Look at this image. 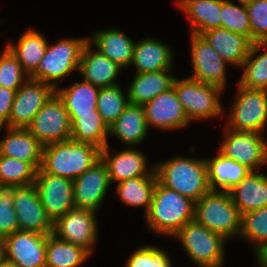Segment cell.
<instances>
[{
    "label": "cell",
    "mask_w": 267,
    "mask_h": 267,
    "mask_svg": "<svg viewBox=\"0 0 267 267\" xmlns=\"http://www.w3.org/2000/svg\"><path fill=\"white\" fill-rule=\"evenodd\" d=\"M157 181L194 202L210 191L206 159L175 156L154 166Z\"/></svg>",
    "instance_id": "1"
},
{
    "label": "cell",
    "mask_w": 267,
    "mask_h": 267,
    "mask_svg": "<svg viewBox=\"0 0 267 267\" xmlns=\"http://www.w3.org/2000/svg\"><path fill=\"white\" fill-rule=\"evenodd\" d=\"M100 159V148L70 139L43 146L40 169L44 173L74 180Z\"/></svg>",
    "instance_id": "2"
},
{
    "label": "cell",
    "mask_w": 267,
    "mask_h": 267,
    "mask_svg": "<svg viewBox=\"0 0 267 267\" xmlns=\"http://www.w3.org/2000/svg\"><path fill=\"white\" fill-rule=\"evenodd\" d=\"M195 202L158 181L149 211L147 226L157 234L174 236L186 223L194 220Z\"/></svg>",
    "instance_id": "3"
},
{
    "label": "cell",
    "mask_w": 267,
    "mask_h": 267,
    "mask_svg": "<svg viewBox=\"0 0 267 267\" xmlns=\"http://www.w3.org/2000/svg\"><path fill=\"white\" fill-rule=\"evenodd\" d=\"M194 220L224 239L238 236L241 214L229 191H209L195 202Z\"/></svg>",
    "instance_id": "4"
},
{
    "label": "cell",
    "mask_w": 267,
    "mask_h": 267,
    "mask_svg": "<svg viewBox=\"0 0 267 267\" xmlns=\"http://www.w3.org/2000/svg\"><path fill=\"white\" fill-rule=\"evenodd\" d=\"M87 43L88 38H66L59 40L53 46L48 44L44 58L29 76L30 79L42 81L56 90L59 87L57 80L79 69L81 54Z\"/></svg>",
    "instance_id": "5"
},
{
    "label": "cell",
    "mask_w": 267,
    "mask_h": 267,
    "mask_svg": "<svg viewBox=\"0 0 267 267\" xmlns=\"http://www.w3.org/2000/svg\"><path fill=\"white\" fill-rule=\"evenodd\" d=\"M173 237L180 239L190 259L199 267H222L226 239L195 220L186 223Z\"/></svg>",
    "instance_id": "6"
},
{
    "label": "cell",
    "mask_w": 267,
    "mask_h": 267,
    "mask_svg": "<svg viewBox=\"0 0 267 267\" xmlns=\"http://www.w3.org/2000/svg\"><path fill=\"white\" fill-rule=\"evenodd\" d=\"M172 87L189 121L222 114L224 107L220 103L219 95L223 89L220 87L204 84L190 77L182 80L175 77Z\"/></svg>",
    "instance_id": "7"
},
{
    "label": "cell",
    "mask_w": 267,
    "mask_h": 267,
    "mask_svg": "<svg viewBox=\"0 0 267 267\" xmlns=\"http://www.w3.org/2000/svg\"><path fill=\"white\" fill-rule=\"evenodd\" d=\"M237 95L227 129L262 133L267 126V91L238 86Z\"/></svg>",
    "instance_id": "8"
},
{
    "label": "cell",
    "mask_w": 267,
    "mask_h": 267,
    "mask_svg": "<svg viewBox=\"0 0 267 267\" xmlns=\"http://www.w3.org/2000/svg\"><path fill=\"white\" fill-rule=\"evenodd\" d=\"M43 146L71 139V122L63 101L55 93L26 128Z\"/></svg>",
    "instance_id": "9"
},
{
    "label": "cell",
    "mask_w": 267,
    "mask_h": 267,
    "mask_svg": "<svg viewBox=\"0 0 267 267\" xmlns=\"http://www.w3.org/2000/svg\"><path fill=\"white\" fill-rule=\"evenodd\" d=\"M225 132L226 137L219 150L222 155L239 162L250 171H256L267 163V141L262 137V133L230 129Z\"/></svg>",
    "instance_id": "10"
},
{
    "label": "cell",
    "mask_w": 267,
    "mask_h": 267,
    "mask_svg": "<svg viewBox=\"0 0 267 267\" xmlns=\"http://www.w3.org/2000/svg\"><path fill=\"white\" fill-rule=\"evenodd\" d=\"M41 204L47 216L54 223L69 210L75 208L73 201V180L44 173L40 168L34 182Z\"/></svg>",
    "instance_id": "11"
},
{
    "label": "cell",
    "mask_w": 267,
    "mask_h": 267,
    "mask_svg": "<svg viewBox=\"0 0 267 267\" xmlns=\"http://www.w3.org/2000/svg\"><path fill=\"white\" fill-rule=\"evenodd\" d=\"M95 214L90 209L73 208L53 223L52 234L91 254L98 233Z\"/></svg>",
    "instance_id": "12"
},
{
    "label": "cell",
    "mask_w": 267,
    "mask_h": 267,
    "mask_svg": "<svg viewBox=\"0 0 267 267\" xmlns=\"http://www.w3.org/2000/svg\"><path fill=\"white\" fill-rule=\"evenodd\" d=\"M56 93L42 81L28 79L15 93L12 111L5 128H27L36 113Z\"/></svg>",
    "instance_id": "13"
},
{
    "label": "cell",
    "mask_w": 267,
    "mask_h": 267,
    "mask_svg": "<svg viewBox=\"0 0 267 267\" xmlns=\"http://www.w3.org/2000/svg\"><path fill=\"white\" fill-rule=\"evenodd\" d=\"M47 236L18 230L2 240L4 258L19 267H46Z\"/></svg>",
    "instance_id": "14"
},
{
    "label": "cell",
    "mask_w": 267,
    "mask_h": 267,
    "mask_svg": "<svg viewBox=\"0 0 267 267\" xmlns=\"http://www.w3.org/2000/svg\"><path fill=\"white\" fill-rule=\"evenodd\" d=\"M19 229L43 235L53 233V222L47 216L35 184L20 186L13 200Z\"/></svg>",
    "instance_id": "15"
},
{
    "label": "cell",
    "mask_w": 267,
    "mask_h": 267,
    "mask_svg": "<svg viewBox=\"0 0 267 267\" xmlns=\"http://www.w3.org/2000/svg\"><path fill=\"white\" fill-rule=\"evenodd\" d=\"M191 44L193 75L190 78L224 90L227 63L201 35L191 34Z\"/></svg>",
    "instance_id": "16"
},
{
    "label": "cell",
    "mask_w": 267,
    "mask_h": 267,
    "mask_svg": "<svg viewBox=\"0 0 267 267\" xmlns=\"http://www.w3.org/2000/svg\"><path fill=\"white\" fill-rule=\"evenodd\" d=\"M110 184L107 166L100 159L73 180V201L75 208L90 209L97 212Z\"/></svg>",
    "instance_id": "17"
},
{
    "label": "cell",
    "mask_w": 267,
    "mask_h": 267,
    "mask_svg": "<svg viewBox=\"0 0 267 267\" xmlns=\"http://www.w3.org/2000/svg\"><path fill=\"white\" fill-rule=\"evenodd\" d=\"M142 106L148 127L173 130L184 128L190 122L173 87Z\"/></svg>",
    "instance_id": "18"
},
{
    "label": "cell",
    "mask_w": 267,
    "mask_h": 267,
    "mask_svg": "<svg viewBox=\"0 0 267 267\" xmlns=\"http://www.w3.org/2000/svg\"><path fill=\"white\" fill-rule=\"evenodd\" d=\"M109 151V145H106L101 150V159L107 166L111 184L135 177L156 176L154 168L148 171L146 156L138 149L126 148L113 156Z\"/></svg>",
    "instance_id": "19"
},
{
    "label": "cell",
    "mask_w": 267,
    "mask_h": 267,
    "mask_svg": "<svg viewBox=\"0 0 267 267\" xmlns=\"http://www.w3.org/2000/svg\"><path fill=\"white\" fill-rule=\"evenodd\" d=\"M91 47L88 42L81 54L78 71L83 80L98 88L117 85L114 80L122 69L98 50L92 52Z\"/></svg>",
    "instance_id": "20"
},
{
    "label": "cell",
    "mask_w": 267,
    "mask_h": 267,
    "mask_svg": "<svg viewBox=\"0 0 267 267\" xmlns=\"http://www.w3.org/2000/svg\"><path fill=\"white\" fill-rule=\"evenodd\" d=\"M43 145L25 128H7L0 140V155L29 162L36 170L41 167Z\"/></svg>",
    "instance_id": "21"
},
{
    "label": "cell",
    "mask_w": 267,
    "mask_h": 267,
    "mask_svg": "<svg viewBox=\"0 0 267 267\" xmlns=\"http://www.w3.org/2000/svg\"><path fill=\"white\" fill-rule=\"evenodd\" d=\"M200 35L227 64L237 67L243 65L252 45L245 36L235 34L222 27L211 29Z\"/></svg>",
    "instance_id": "22"
},
{
    "label": "cell",
    "mask_w": 267,
    "mask_h": 267,
    "mask_svg": "<svg viewBox=\"0 0 267 267\" xmlns=\"http://www.w3.org/2000/svg\"><path fill=\"white\" fill-rule=\"evenodd\" d=\"M172 48L154 38L135 42L131 64L136 73L157 72L172 69Z\"/></svg>",
    "instance_id": "23"
},
{
    "label": "cell",
    "mask_w": 267,
    "mask_h": 267,
    "mask_svg": "<svg viewBox=\"0 0 267 267\" xmlns=\"http://www.w3.org/2000/svg\"><path fill=\"white\" fill-rule=\"evenodd\" d=\"M234 205L241 215L267 206V176L249 172L229 190Z\"/></svg>",
    "instance_id": "24"
},
{
    "label": "cell",
    "mask_w": 267,
    "mask_h": 267,
    "mask_svg": "<svg viewBox=\"0 0 267 267\" xmlns=\"http://www.w3.org/2000/svg\"><path fill=\"white\" fill-rule=\"evenodd\" d=\"M100 88L89 82H75L68 88H57L56 94L63 101L71 124L79 115H94Z\"/></svg>",
    "instance_id": "25"
},
{
    "label": "cell",
    "mask_w": 267,
    "mask_h": 267,
    "mask_svg": "<svg viewBox=\"0 0 267 267\" xmlns=\"http://www.w3.org/2000/svg\"><path fill=\"white\" fill-rule=\"evenodd\" d=\"M88 42L121 69L131 65L135 42L119 30L111 28L95 32Z\"/></svg>",
    "instance_id": "26"
},
{
    "label": "cell",
    "mask_w": 267,
    "mask_h": 267,
    "mask_svg": "<svg viewBox=\"0 0 267 267\" xmlns=\"http://www.w3.org/2000/svg\"><path fill=\"white\" fill-rule=\"evenodd\" d=\"M172 70L136 73L126 93L129 103L143 105L173 86Z\"/></svg>",
    "instance_id": "27"
},
{
    "label": "cell",
    "mask_w": 267,
    "mask_h": 267,
    "mask_svg": "<svg viewBox=\"0 0 267 267\" xmlns=\"http://www.w3.org/2000/svg\"><path fill=\"white\" fill-rule=\"evenodd\" d=\"M148 132L142 105L129 103L119 118L109 126V135L118 137L121 142L138 145L144 141Z\"/></svg>",
    "instance_id": "28"
},
{
    "label": "cell",
    "mask_w": 267,
    "mask_h": 267,
    "mask_svg": "<svg viewBox=\"0 0 267 267\" xmlns=\"http://www.w3.org/2000/svg\"><path fill=\"white\" fill-rule=\"evenodd\" d=\"M177 4L189 16L191 34L221 27V0H180Z\"/></svg>",
    "instance_id": "29"
},
{
    "label": "cell",
    "mask_w": 267,
    "mask_h": 267,
    "mask_svg": "<svg viewBox=\"0 0 267 267\" xmlns=\"http://www.w3.org/2000/svg\"><path fill=\"white\" fill-rule=\"evenodd\" d=\"M206 163L211 191H216L217 187L221 189L220 191H229L251 172L239 162L225 157L219 151L216 157L206 159Z\"/></svg>",
    "instance_id": "30"
},
{
    "label": "cell",
    "mask_w": 267,
    "mask_h": 267,
    "mask_svg": "<svg viewBox=\"0 0 267 267\" xmlns=\"http://www.w3.org/2000/svg\"><path fill=\"white\" fill-rule=\"evenodd\" d=\"M48 42L45 37L34 29H29L19 38L17 45H6L18 59L23 70L30 76L44 58Z\"/></svg>",
    "instance_id": "31"
},
{
    "label": "cell",
    "mask_w": 267,
    "mask_h": 267,
    "mask_svg": "<svg viewBox=\"0 0 267 267\" xmlns=\"http://www.w3.org/2000/svg\"><path fill=\"white\" fill-rule=\"evenodd\" d=\"M156 183V176L130 178L117 183V195L128 206L144 207L146 214L150 209Z\"/></svg>",
    "instance_id": "32"
},
{
    "label": "cell",
    "mask_w": 267,
    "mask_h": 267,
    "mask_svg": "<svg viewBox=\"0 0 267 267\" xmlns=\"http://www.w3.org/2000/svg\"><path fill=\"white\" fill-rule=\"evenodd\" d=\"M91 254L81 246L47 236L46 267H79Z\"/></svg>",
    "instance_id": "33"
},
{
    "label": "cell",
    "mask_w": 267,
    "mask_h": 267,
    "mask_svg": "<svg viewBox=\"0 0 267 267\" xmlns=\"http://www.w3.org/2000/svg\"><path fill=\"white\" fill-rule=\"evenodd\" d=\"M261 49L266 51L260 54ZM257 53L259 55L254 57ZM241 67L245 71L239 81V86L267 91V42L253 43Z\"/></svg>",
    "instance_id": "34"
},
{
    "label": "cell",
    "mask_w": 267,
    "mask_h": 267,
    "mask_svg": "<svg viewBox=\"0 0 267 267\" xmlns=\"http://www.w3.org/2000/svg\"><path fill=\"white\" fill-rule=\"evenodd\" d=\"M109 127L98 111L94 115H79L71 124V139L95 145L101 150L108 145Z\"/></svg>",
    "instance_id": "35"
},
{
    "label": "cell",
    "mask_w": 267,
    "mask_h": 267,
    "mask_svg": "<svg viewBox=\"0 0 267 267\" xmlns=\"http://www.w3.org/2000/svg\"><path fill=\"white\" fill-rule=\"evenodd\" d=\"M128 104V96L124 95L123 90H121L118 84L100 88L97 99V111L108 127L119 118Z\"/></svg>",
    "instance_id": "36"
},
{
    "label": "cell",
    "mask_w": 267,
    "mask_h": 267,
    "mask_svg": "<svg viewBox=\"0 0 267 267\" xmlns=\"http://www.w3.org/2000/svg\"><path fill=\"white\" fill-rule=\"evenodd\" d=\"M37 170L29 163L0 155V183L27 186L35 182Z\"/></svg>",
    "instance_id": "37"
},
{
    "label": "cell",
    "mask_w": 267,
    "mask_h": 267,
    "mask_svg": "<svg viewBox=\"0 0 267 267\" xmlns=\"http://www.w3.org/2000/svg\"><path fill=\"white\" fill-rule=\"evenodd\" d=\"M241 6L230 0H221V27L235 34L245 36L251 42V26L244 2Z\"/></svg>",
    "instance_id": "38"
},
{
    "label": "cell",
    "mask_w": 267,
    "mask_h": 267,
    "mask_svg": "<svg viewBox=\"0 0 267 267\" xmlns=\"http://www.w3.org/2000/svg\"><path fill=\"white\" fill-rule=\"evenodd\" d=\"M20 186L0 183V240L20 230L13 200Z\"/></svg>",
    "instance_id": "39"
},
{
    "label": "cell",
    "mask_w": 267,
    "mask_h": 267,
    "mask_svg": "<svg viewBox=\"0 0 267 267\" xmlns=\"http://www.w3.org/2000/svg\"><path fill=\"white\" fill-rule=\"evenodd\" d=\"M239 237L253 242L255 249L267 243V206L241 215Z\"/></svg>",
    "instance_id": "40"
},
{
    "label": "cell",
    "mask_w": 267,
    "mask_h": 267,
    "mask_svg": "<svg viewBox=\"0 0 267 267\" xmlns=\"http://www.w3.org/2000/svg\"><path fill=\"white\" fill-rule=\"evenodd\" d=\"M29 78L18 59L5 46L0 54V86L17 91Z\"/></svg>",
    "instance_id": "41"
},
{
    "label": "cell",
    "mask_w": 267,
    "mask_h": 267,
    "mask_svg": "<svg viewBox=\"0 0 267 267\" xmlns=\"http://www.w3.org/2000/svg\"><path fill=\"white\" fill-rule=\"evenodd\" d=\"M251 26V43L267 42V0L245 2Z\"/></svg>",
    "instance_id": "42"
},
{
    "label": "cell",
    "mask_w": 267,
    "mask_h": 267,
    "mask_svg": "<svg viewBox=\"0 0 267 267\" xmlns=\"http://www.w3.org/2000/svg\"><path fill=\"white\" fill-rule=\"evenodd\" d=\"M126 267H172V264L165 251L154 246H145L130 255Z\"/></svg>",
    "instance_id": "43"
},
{
    "label": "cell",
    "mask_w": 267,
    "mask_h": 267,
    "mask_svg": "<svg viewBox=\"0 0 267 267\" xmlns=\"http://www.w3.org/2000/svg\"><path fill=\"white\" fill-rule=\"evenodd\" d=\"M15 90L0 86V126L4 127L10 118Z\"/></svg>",
    "instance_id": "44"
},
{
    "label": "cell",
    "mask_w": 267,
    "mask_h": 267,
    "mask_svg": "<svg viewBox=\"0 0 267 267\" xmlns=\"http://www.w3.org/2000/svg\"><path fill=\"white\" fill-rule=\"evenodd\" d=\"M254 251L259 267H267V243L257 247Z\"/></svg>",
    "instance_id": "45"
},
{
    "label": "cell",
    "mask_w": 267,
    "mask_h": 267,
    "mask_svg": "<svg viewBox=\"0 0 267 267\" xmlns=\"http://www.w3.org/2000/svg\"><path fill=\"white\" fill-rule=\"evenodd\" d=\"M0 267H19V266H17L14 262H11L4 258L0 264Z\"/></svg>",
    "instance_id": "46"
},
{
    "label": "cell",
    "mask_w": 267,
    "mask_h": 267,
    "mask_svg": "<svg viewBox=\"0 0 267 267\" xmlns=\"http://www.w3.org/2000/svg\"><path fill=\"white\" fill-rule=\"evenodd\" d=\"M3 259H4V248H3L2 241H0V264H1Z\"/></svg>",
    "instance_id": "47"
},
{
    "label": "cell",
    "mask_w": 267,
    "mask_h": 267,
    "mask_svg": "<svg viewBox=\"0 0 267 267\" xmlns=\"http://www.w3.org/2000/svg\"><path fill=\"white\" fill-rule=\"evenodd\" d=\"M238 2H247V1H250V0H237Z\"/></svg>",
    "instance_id": "48"
}]
</instances>
